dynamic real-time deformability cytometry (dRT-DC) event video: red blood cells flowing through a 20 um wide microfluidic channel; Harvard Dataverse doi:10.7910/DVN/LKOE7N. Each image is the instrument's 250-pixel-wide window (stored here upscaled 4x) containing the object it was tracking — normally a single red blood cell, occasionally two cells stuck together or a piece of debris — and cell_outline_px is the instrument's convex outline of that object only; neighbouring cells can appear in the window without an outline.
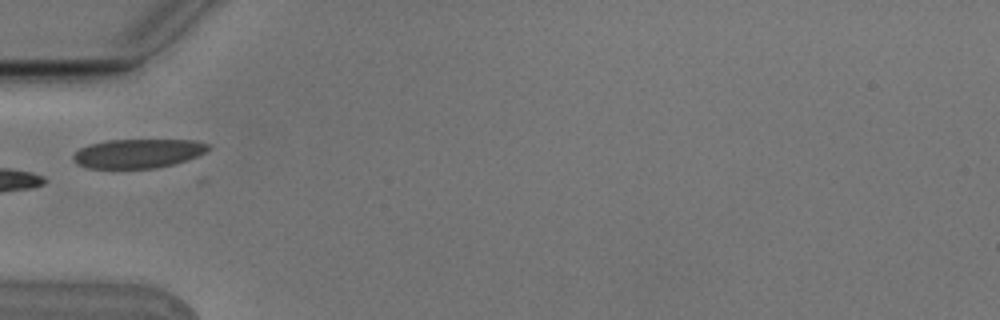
{"species": "Egyptian fruit bat (a non-hibernating species)", "species_latin": "Rousettus aegyptiacus", "temperature_condition": "cold", "stored_images_in_passage": 8, "camera_frame_rate_fps": 3000, "um_per_image_px": 0.085, "animal": {"sex": "male"}, "frame": {"image": 1, "passage_image": 6, "time_ms": 1.667, "image_size_px": [1000, 320], "cell_outline_px": [[212, 148], [196, 156], [172, 164], [156, 168], [84, 168], [76, 164], [72, 160], [72, 156], [80, 148], [88, 144], [108, 140], [196, 140], [208, 144]], "centroid_in_image_um": [11.68, 13.04], "position_along_channel_um": 73.3, "area_um2": 22.89}}
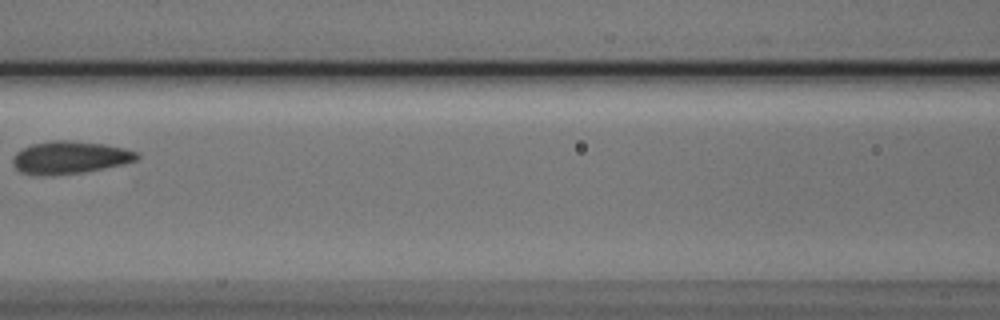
{"frame": {"image": 2, "passage_image": 8, "time_ms": 2.333, "image_size_px": [1000, 320], "cell_outline_px": [[140, 156], [136, 160], [124, 164], [84, 172], [52, 176], [32, 176], [20, 172], [12, 164], [12, 160], [16, 152], [32, 144], [52, 140], [72, 140], [104, 144], [124, 148], [140, 152]], "centroid_in_image_um": [5.93, 13.4], "position_along_channel_um": 160.7, "area_um2": 23.99}}